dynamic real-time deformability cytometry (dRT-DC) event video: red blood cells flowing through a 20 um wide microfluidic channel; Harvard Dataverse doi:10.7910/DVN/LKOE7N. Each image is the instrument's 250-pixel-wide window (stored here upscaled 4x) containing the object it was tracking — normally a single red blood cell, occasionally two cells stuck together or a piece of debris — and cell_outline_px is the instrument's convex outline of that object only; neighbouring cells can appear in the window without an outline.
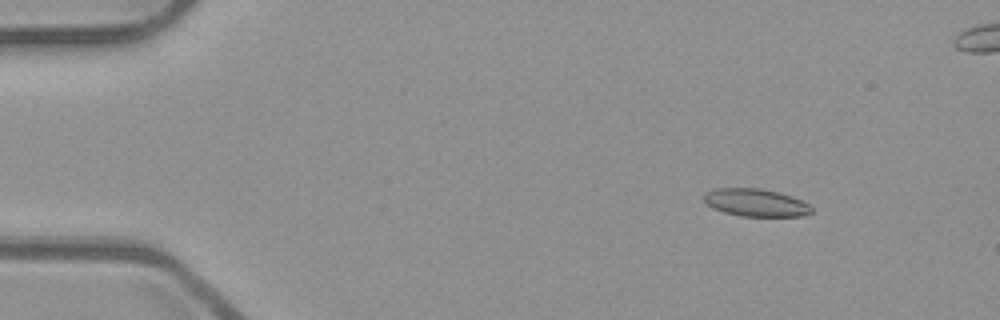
{"species": "common noctule bat (a hibernating species)", "species_latin": "Nyctalus noctula", "temperature_condition": "room temperature", "stored_images_in_passage": 54, "segment_of_instrument_passage": [1, 2], "camera_frame_rate_fps": 3000, "um_per_image_px": 0.085, "animal": {"sex": "male", "body_mass_g": 23.1, "forearm_length_mm": 52.7}, "frame": {"image": 1, "passage_image": 7, "time_ms": 2.0, "image_size_px": [1000, 320], "cell_outline_px": [[812, 212], [804, 216], [740, 216], [724, 212], [712, 208], [704, 200], [704, 196], [708, 192], [716, 188], [760, 188], [776, 192], [800, 200], [808, 204], [812, 208]], "centroid_in_image_um": [64.23, 17.23], "position_along_channel_um": 20.8, "area_um2": 17.05}}
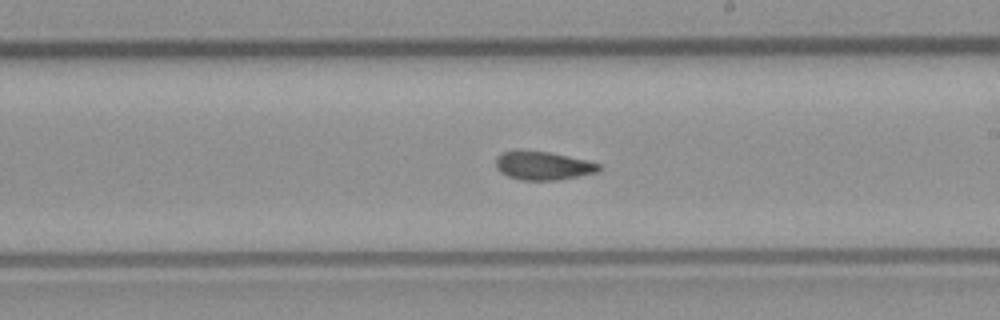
{"frame": {"image": 2, "passage_image": 31, "time_ms": 10.0, "image_size_px": [1000, 320], "cell_outline_px": [[604, 168], [600, 172], [556, 180], [524, 180], [508, 176], [500, 172], [496, 168], [496, 156], [500, 152], [516, 148], [548, 152], [568, 156], [600, 164]], "centroid_in_image_um": [46.12, 14.05], "position_along_channel_um": 242.9, "area_um2": 17.51}}
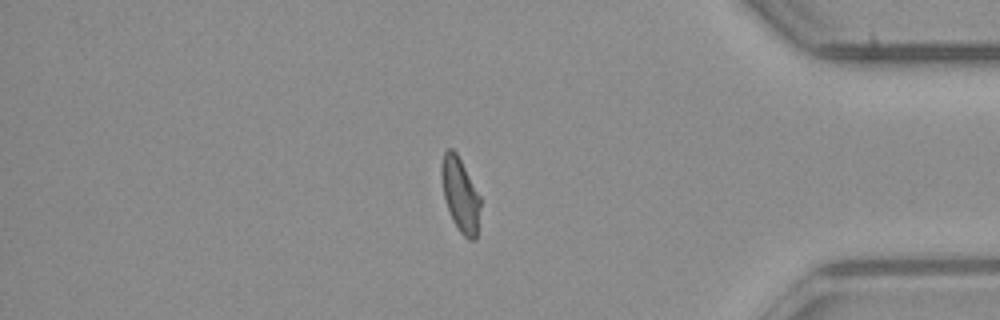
{"frame": {"image": 3, "passage_image": 45, "time_ms": 14.667, "image_size_px": [1000, 320], "cell_outline_px": [[480, 208], [476, 240], [468, 240], [460, 232], [452, 220], [444, 196], [440, 176], [440, 164], [444, 152], [448, 148], [452, 148], [456, 152], [480, 196]], "centroid_in_image_um": [39.11, 16.54], "position_along_channel_um": 396.1, "area_um2": 16.76}}